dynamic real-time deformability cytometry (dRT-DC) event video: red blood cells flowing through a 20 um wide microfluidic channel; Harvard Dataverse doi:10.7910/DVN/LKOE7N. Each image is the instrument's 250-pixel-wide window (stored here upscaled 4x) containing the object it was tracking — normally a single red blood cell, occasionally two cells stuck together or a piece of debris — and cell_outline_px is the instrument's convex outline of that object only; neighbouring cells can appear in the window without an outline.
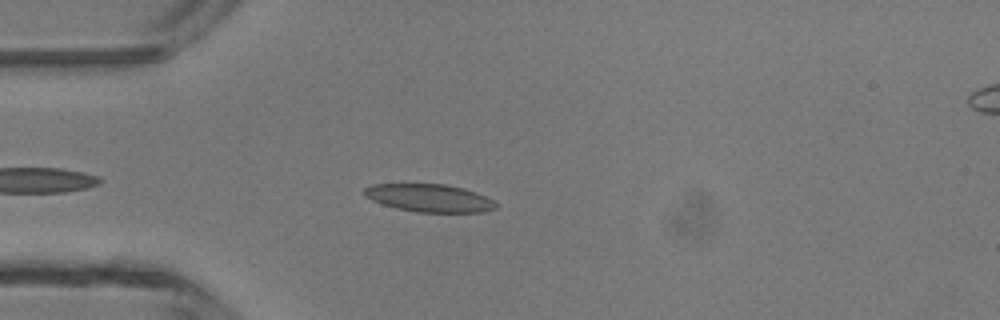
{"species": "common noctule bat (a hibernating species)", "species_latin": "Nyctalus noctula", "temperature_condition": "room temperature", "stored_images_in_passage": 33, "camera_frame_rate_fps": 3000, "um_per_image_px": 0.085, "animal": {"sex": "male", "body_mass_g": 13.3}, "frame": {"image": 1, "passage_image": 3, "time_ms": 0.667, "image_size_px": [1000, 320], "cell_outline_px": [[496, 208], [484, 212], [416, 212], [396, 208], [372, 200], [364, 196], [364, 188], [372, 184], [444, 184], [464, 188], [476, 192], [492, 200], [496, 204]], "centroid_in_image_um": [36.48, 16.83], "position_along_channel_um": 48.5, "area_um2": 21.21}}
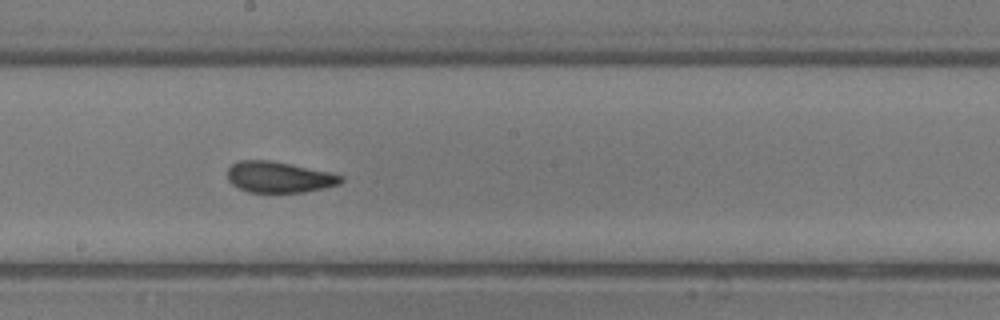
{"frame": {"image": 2, "passage_image": 16, "time_ms": 5.0, "image_size_px": [1000, 320], "cell_outline_px": [[344, 180], [340, 184], [324, 188], [304, 192], [248, 192], [232, 184], [228, 180], [228, 168], [232, 164], [240, 160], [272, 160], [332, 172], [344, 176]], "centroid_in_image_um": [23.76, 15.04], "position_along_channel_um": 224.4, "area_um2": 20.69}}
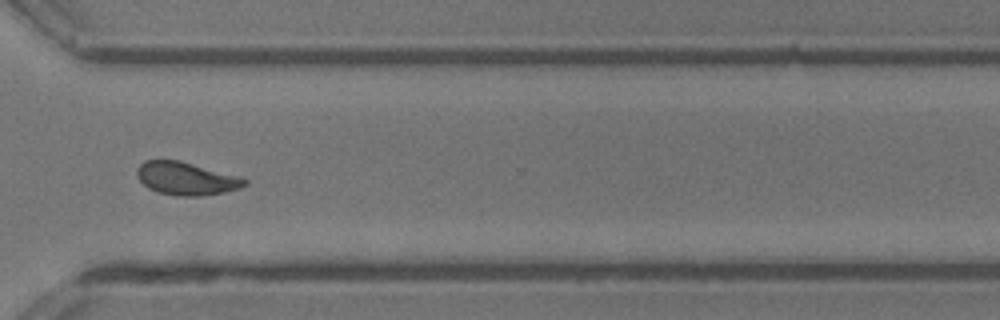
{"frame": {"image": 3, "passage_image": 25, "time_ms": 8.0, "image_size_px": [1000, 320], "cell_outline_px": [[248, 184], [240, 188], [224, 192], [200, 196], [176, 196], [160, 192], [148, 188], [136, 176], [136, 172], [140, 164], [144, 160], [180, 160], [240, 176], [248, 180]], "centroid_in_image_um": [15.85, 15.17], "position_along_channel_um": 354.8, "area_um2": 20.75}, "authors_computed_cell_mechanics": {"area_um2": 20.519, "velocity_mm_per_s": 4.3493, "shape_relaxation_time_tau1_ms": 5.6341, "shape_relaxation_time_tau2_ms": 1.3427, "deformation_change_tau1": 0.1403, "deformation_change_tau2": 0.0672}}